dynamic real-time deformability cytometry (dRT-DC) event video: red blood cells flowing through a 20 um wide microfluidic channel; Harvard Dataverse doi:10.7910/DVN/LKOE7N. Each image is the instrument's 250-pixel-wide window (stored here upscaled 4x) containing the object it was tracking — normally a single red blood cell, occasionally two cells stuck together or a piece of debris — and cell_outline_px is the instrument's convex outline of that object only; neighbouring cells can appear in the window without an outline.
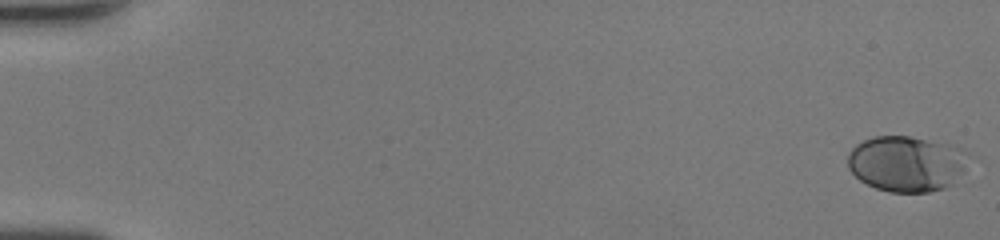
{"species": "human", "species_latin": "Homo sapiens", "temperature_condition": "room temperature", "stored_images_in_passage": 49, "camera_frame_rate_fps": 3000, "um_per_image_px": 0.085, "donor": {"sex": "female"}, "frame": {"image": 1, "passage_image": 1, "time_ms": 0.0, "image_size_px": [1000, 240], "cell_outline_px": [[968, 152], [964, 172], [952, 184], [944, 188], [928, 192], [888, 192], [876, 188], [860, 180], [848, 168], [848, 152], [856, 144], [864, 140], [876, 136], [908, 136], [956, 144]], "centroid_in_image_um": [77.09, 13.9], "position_along_channel_um": 7.9, "area_um2": 39.59}}
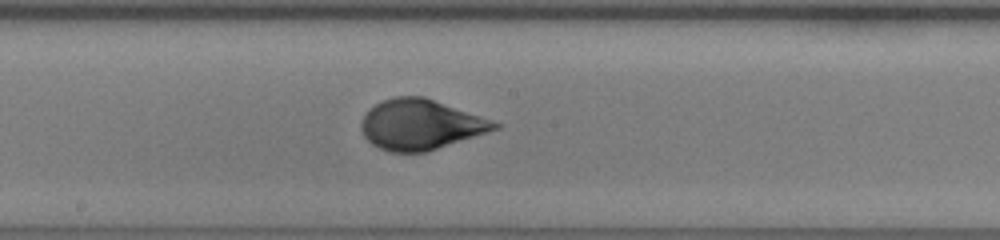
{"frame": {"image": 2, "passage_image": 28, "time_ms": 9.0, "image_size_px": [1000, 240], "cell_outline_px": [[504, 124], [500, 128], [488, 132], [424, 152], [388, 152], [372, 144], [364, 136], [360, 128], [360, 124], [364, 116], [376, 104], [392, 96], [424, 96]], "centroid_in_image_um": [35.76, 10.58], "position_along_channel_um": 212.4, "area_um2": 38.78}}
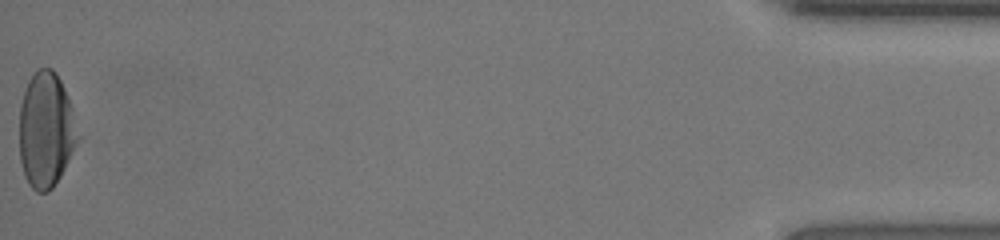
{"frame": {"image": 3, "passage_image": 49, "time_ms": 16.0, "image_size_px": [1000, 240], "cell_outline_px": [[80, 136], [60, 176], [52, 188], [48, 192], [36, 192], [28, 184], [24, 176], [20, 160], [20, 104], [28, 80], [40, 68], [52, 68], [56, 72], [64, 88], [72, 108]], "centroid_in_image_um": [3.9, 11.06], "position_along_channel_um": 431.3, "area_um2": 39.13}, "authors_computed_cell_mechanics": {"area_um2": 38.3214, "velocity_mm_per_s": 4.4388, "shape_relaxation_time_tau1_ms": 4.7083, "shape_relaxation_time_tau2_ms": null, "deformation_change_tau1": 0.2063, "deformation_change_tau2": null}}